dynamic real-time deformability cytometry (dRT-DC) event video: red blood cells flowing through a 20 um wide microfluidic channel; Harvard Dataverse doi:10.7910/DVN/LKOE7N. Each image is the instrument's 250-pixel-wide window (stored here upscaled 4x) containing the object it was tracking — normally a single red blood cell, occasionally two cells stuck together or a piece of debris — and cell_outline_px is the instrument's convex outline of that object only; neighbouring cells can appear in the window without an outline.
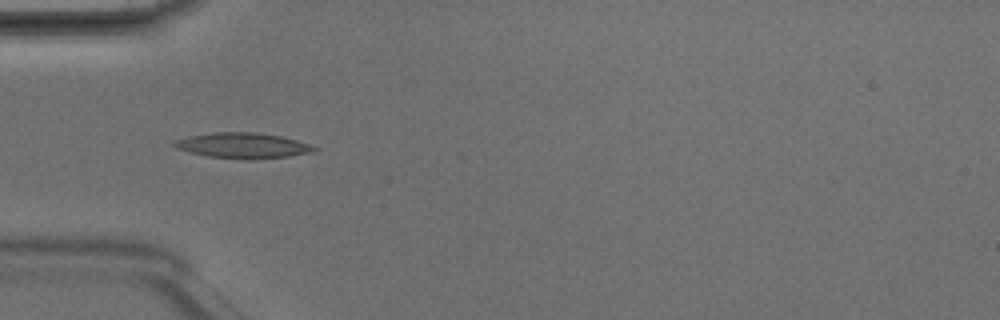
{"species": "Egyptian fruit bat (a non-hibernating species)", "species_latin": "Rousettus aegyptiacus", "temperature_condition": "room temperature", "stored_images_in_passage": 4, "camera_frame_rate_fps": 3000, "um_per_image_px": 0.085, "animal": {"sex": "male"}, "frame": {"image": 1, "passage_image": 4, "time_ms": 1.0, "image_size_px": [1000, 320], "cell_outline_px": [[320, 148], [316, 152], [288, 156], [248, 160], [208, 156], [188, 152], [176, 148], [172, 144], [176, 140], [188, 136], [212, 132], [256, 132], [280, 136], [296, 140]], "centroid_in_image_um": [20.65, 12.37], "position_along_channel_um": 64.4, "area_um2": 20.87}}